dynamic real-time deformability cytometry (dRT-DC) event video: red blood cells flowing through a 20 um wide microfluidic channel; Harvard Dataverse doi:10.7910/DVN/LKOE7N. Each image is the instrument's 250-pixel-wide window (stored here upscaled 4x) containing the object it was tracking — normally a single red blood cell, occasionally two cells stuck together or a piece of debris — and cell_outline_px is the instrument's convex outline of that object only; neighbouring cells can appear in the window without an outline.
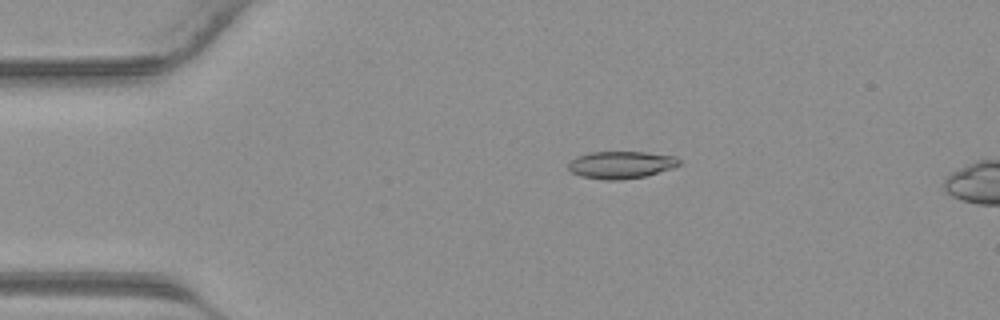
{"species": "common noctule bat (a hibernating species)", "species_latin": "Nyctalus noctula", "temperature_condition": "warm", "stored_images_in_passage": 12, "camera_frame_rate_fps": 3000, "um_per_image_px": 0.085, "animal": {"sex": "male", "body_mass_g": 23.1, "forearm_length_mm": 52.7}, "frame": {"image": 1, "passage_image": 9, "time_ms": 2.667, "image_size_px": [1000, 320], "cell_outline_px": [[680, 164], [672, 168], [644, 176], [620, 180], [604, 180], [580, 176], [572, 172], [568, 168], [568, 160], [576, 156], [588, 152], [644, 152], [676, 156], [680, 160]], "centroid_in_image_um": [52.74, 14.0], "position_along_channel_um": 32.3, "area_um2": 17.74}}